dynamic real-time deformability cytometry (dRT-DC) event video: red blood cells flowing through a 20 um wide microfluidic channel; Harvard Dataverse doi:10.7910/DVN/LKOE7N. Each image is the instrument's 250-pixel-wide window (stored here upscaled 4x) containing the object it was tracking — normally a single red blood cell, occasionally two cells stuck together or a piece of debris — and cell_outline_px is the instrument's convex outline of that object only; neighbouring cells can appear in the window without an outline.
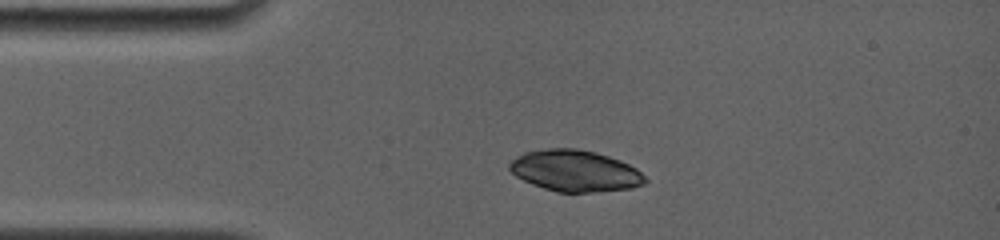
{"species": "common noctule bat (a hibernating species)", "species_latin": "Nyctalus noctula", "temperature_condition": "room temperature", "stored_images_in_passage": 7, "camera_frame_rate_fps": 4000, "um_per_image_px": 0.085, "animal": {"sex": "female", "body_mass_g": 19.0, "forearm_length_mm": 56.7}, "frame": {"image": 1, "passage_image": 1, "time_ms": 0.0, "image_size_px": [1000, 240], "cell_outline_px": [[648, 180], [644, 184], [632, 188], [596, 192], [556, 192], [532, 184], [516, 176], [508, 168], [508, 164], [512, 160], [524, 152], [548, 148], [576, 148], [596, 152], [620, 160], [636, 168]], "centroid_in_image_um": [48.88, 14.52], "position_along_channel_um": 36.1, "area_um2": 32.71}}